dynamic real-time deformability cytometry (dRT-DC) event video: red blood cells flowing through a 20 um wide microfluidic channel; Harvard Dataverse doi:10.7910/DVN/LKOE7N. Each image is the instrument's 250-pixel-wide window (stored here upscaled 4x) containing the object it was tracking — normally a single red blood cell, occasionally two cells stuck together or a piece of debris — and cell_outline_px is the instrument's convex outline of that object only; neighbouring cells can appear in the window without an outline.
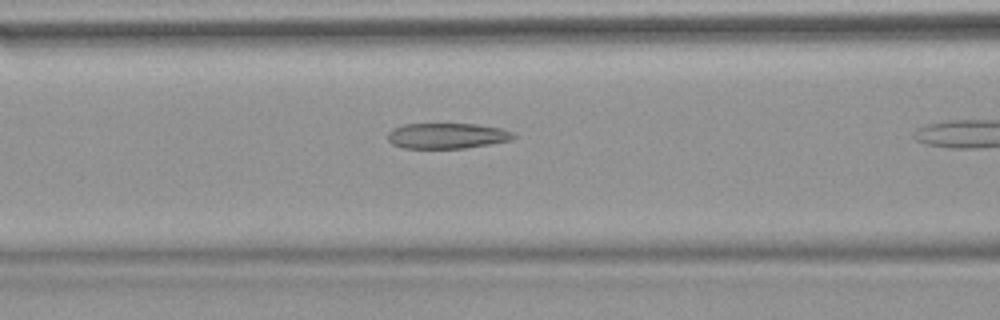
{"species": "common noctule bat (a hibernating species)", "species_latin": "Nyctalus noctula", "temperature_condition": "warm", "stored_images_in_passage": 4, "camera_frame_rate_fps": 3000, "um_per_image_px": 0.085, "animal": {"sex": "female", "body_mass_g": 18.4}, "frame": {"image": 1, "passage_image": 3, "time_ms": 0.667, "image_size_px": [1000, 320], "cell_outline_px": [[516, 136], [512, 140], [464, 148], [404, 148], [392, 144], [388, 140], [388, 132], [392, 128], [404, 124], [476, 124], [500, 128], [512, 132]], "centroid_in_image_um": [37.97, 11.54], "position_along_channel_um": 128.6, "area_um2": 18.67}}